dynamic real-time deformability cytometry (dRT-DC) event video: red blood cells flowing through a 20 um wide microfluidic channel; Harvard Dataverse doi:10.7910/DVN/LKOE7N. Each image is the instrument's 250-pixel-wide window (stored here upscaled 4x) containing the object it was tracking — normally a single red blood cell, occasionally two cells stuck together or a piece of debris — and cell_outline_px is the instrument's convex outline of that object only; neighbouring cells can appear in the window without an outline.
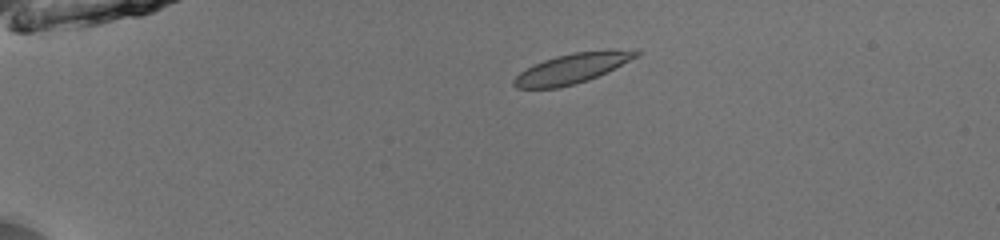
{"species": "common noctule bat (a hibernating species)", "species_latin": "Nyctalus noctula", "temperature_condition": "room temperature", "stored_images_in_passage": 39, "camera_frame_rate_fps": 3000, "um_per_image_px": 0.085, "animal": {"sex": "male", "body_mass_g": 13.0, "forearm_length_mm": 53.1}, "frame": {"image": 1, "passage_image": 1, "time_ms": 0.0, "image_size_px": [1000, 240], "cell_outline_px": [[640, 56], [588, 80], [556, 88], [516, 88], [512, 84], [512, 80], [520, 72], [544, 60], [556, 56], [576, 52], [636, 48], [640, 52]], "centroid_in_image_um": [48.67, 5.8], "position_along_channel_um": 36.3, "area_um2": 21.1}}
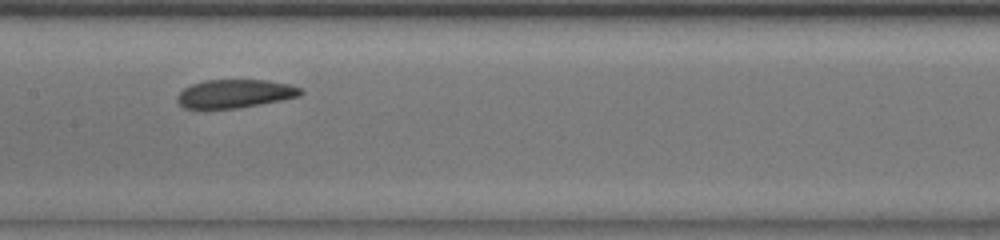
{"frame": {"image": 2, "passage_image": 17, "time_ms": 5.333, "image_size_px": [1000, 240], "cell_outline_px": [[304, 92], [300, 96], [260, 104], [236, 108], [184, 108], [176, 100], [176, 96], [184, 88], [192, 84], [204, 80], [268, 80], [288, 84], [300, 88]], "centroid_in_image_um": [19.96, 7.95], "position_along_channel_um": 187.4, "area_um2": 20.29}}
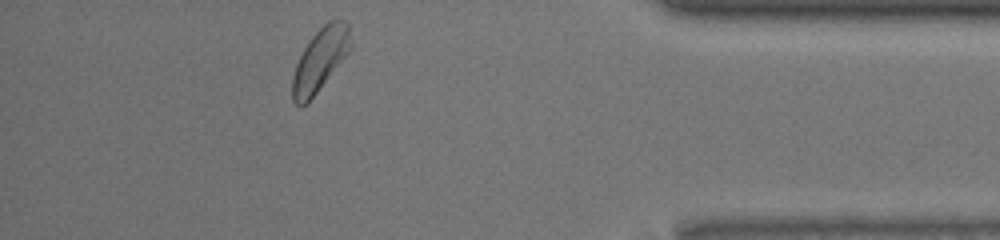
{"frame": {"image": 3, "passage_image": 36, "time_ms": 11.667, "image_size_px": [1000, 240], "cell_outline_px": [[352, 48], [308, 104], [300, 108], [292, 100], [292, 76], [296, 64], [304, 48], [312, 36], [328, 20], [344, 20], [348, 24], [352, 40]], "centroid_in_image_um": [27.21, 5.11], "position_along_channel_um": 408.0, "area_um2": 21.5}, "authors_computed_cell_mechanics": {"area_um2": 20.9236, "velocity_mm_per_s": 3.9381, "shape_relaxation_time_tau1_ms": 2.827, "shape_relaxation_time_tau2_ms": 1.3874, "deformation_change_tau1": 0.0581, "deformation_change_tau2": 0.0464}}